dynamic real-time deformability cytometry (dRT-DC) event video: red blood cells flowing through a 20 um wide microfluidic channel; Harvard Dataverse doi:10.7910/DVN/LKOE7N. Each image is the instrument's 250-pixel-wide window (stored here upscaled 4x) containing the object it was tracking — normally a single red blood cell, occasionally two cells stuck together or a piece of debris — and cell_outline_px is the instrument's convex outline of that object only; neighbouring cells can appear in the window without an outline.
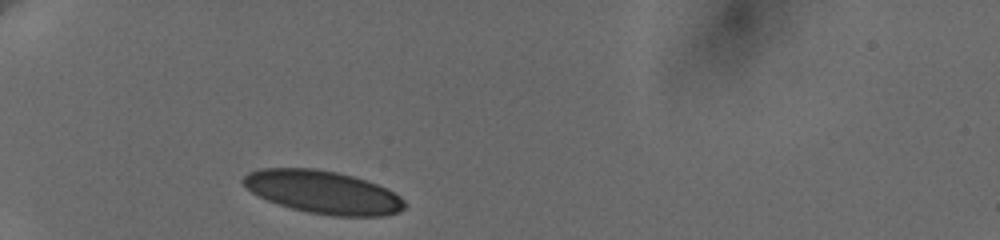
{"species": "human", "species_latin": "Homo sapiens", "temperature_condition": "cold", "stored_images_in_passage": 16, "camera_frame_rate_fps": 3000, "um_per_image_px": 0.085, "donor": {"sex": "female"}, "frame": {"image": 1, "passage_image": 1, "time_ms": 0.0, "image_size_px": [1000, 240], "cell_outline_px": [[408, 204], [400, 212], [384, 216], [332, 216], [308, 212], [292, 208], [268, 200], [252, 192], [240, 180], [248, 172], [260, 168], [316, 168], [336, 172], [352, 176], [388, 188], [400, 196]], "centroid_in_image_um": [27.49, 16.33], "position_along_channel_um": 57.5, "area_um2": 40.34}}
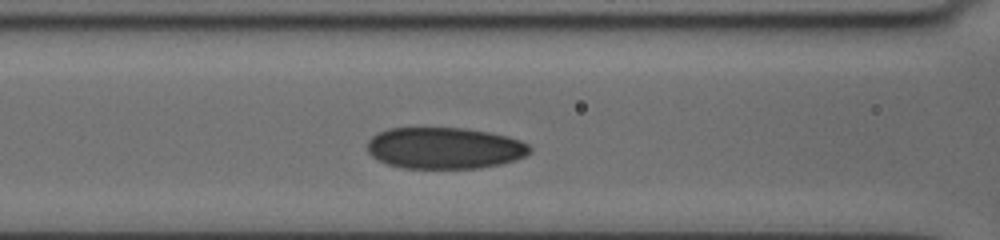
{"frame": {"image": 2, "passage_image": 7, "time_ms": 2.667, "image_size_px": [1000, 240], "cell_outline_px": [[532, 152], [516, 160], [500, 164], [480, 168], [400, 168], [388, 164], [372, 156], [368, 152], [368, 140], [376, 132], [388, 128], [464, 128], [488, 132], [508, 136], [520, 140], [528, 144], [532, 148]], "centroid_in_image_um": [37.8, 12.58], "position_along_channel_um": 128.8, "area_um2": 39.48}}
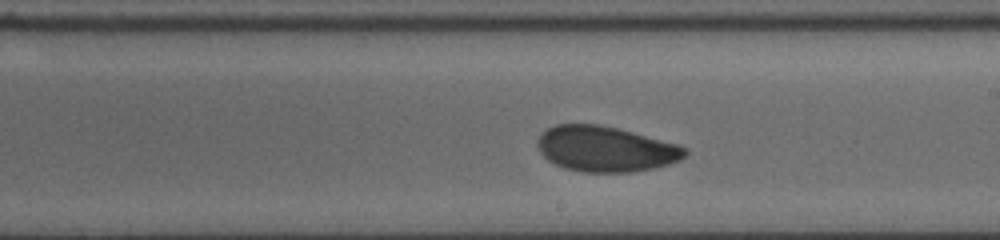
{"frame": {"image": 3, "passage_image": 14, "time_ms": 5.667, "image_size_px": [1000, 240], "cell_outline_px": [[688, 152], [680, 160], [668, 164], [652, 168], [632, 172], [584, 172], [564, 168], [548, 160], [540, 152], [536, 144], [536, 140], [548, 128], [556, 124], [600, 124], [632, 132], [676, 144], [684, 148]], "centroid_in_image_um": [51.43, 12.66], "position_along_channel_um": 237.6, "area_um2": 38.73}}